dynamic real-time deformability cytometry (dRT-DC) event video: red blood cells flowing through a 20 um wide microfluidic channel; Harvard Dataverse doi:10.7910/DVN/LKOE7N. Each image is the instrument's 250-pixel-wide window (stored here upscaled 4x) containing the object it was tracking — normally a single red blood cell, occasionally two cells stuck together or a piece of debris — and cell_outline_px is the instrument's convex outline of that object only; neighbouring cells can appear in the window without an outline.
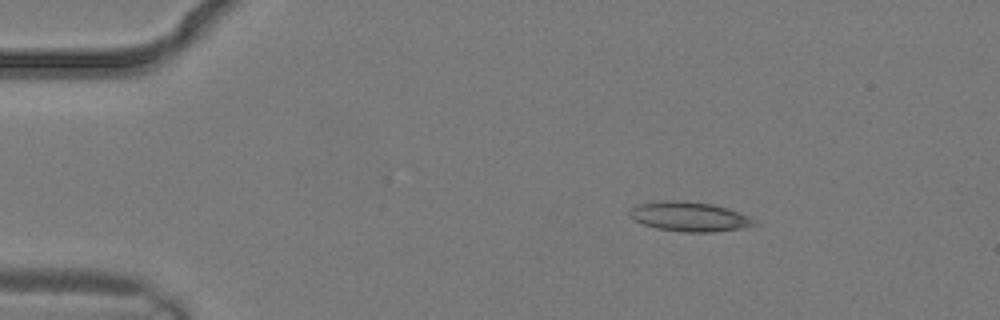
{"species": "common noctule bat (a hibernating species)", "species_latin": "Nyctalus noctula", "temperature_condition": "warm", "stored_images_in_passage": 3, "camera_frame_rate_fps": 3000, "um_per_image_px": 0.085, "animal": {"sex": "male", "body_mass_g": 19.2, "forearm_length_mm": 51.8}, "frame": {"image": 1, "passage_image": 2, "time_ms": 0.333, "image_size_px": [1000, 320], "cell_outline_px": [[756, 224], [740, 228], [712, 232], [684, 232], [656, 228], [632, 220], [628, 216], [628, 212], [636, 204], [664, 200], [684, 200], [712, 204], [728, 208], [752, 216], [756, 220]], "centroid_in_image_um": [58.58, 18.4], "position_along_channel_um": 26.4, "area_um2": 21.73}}